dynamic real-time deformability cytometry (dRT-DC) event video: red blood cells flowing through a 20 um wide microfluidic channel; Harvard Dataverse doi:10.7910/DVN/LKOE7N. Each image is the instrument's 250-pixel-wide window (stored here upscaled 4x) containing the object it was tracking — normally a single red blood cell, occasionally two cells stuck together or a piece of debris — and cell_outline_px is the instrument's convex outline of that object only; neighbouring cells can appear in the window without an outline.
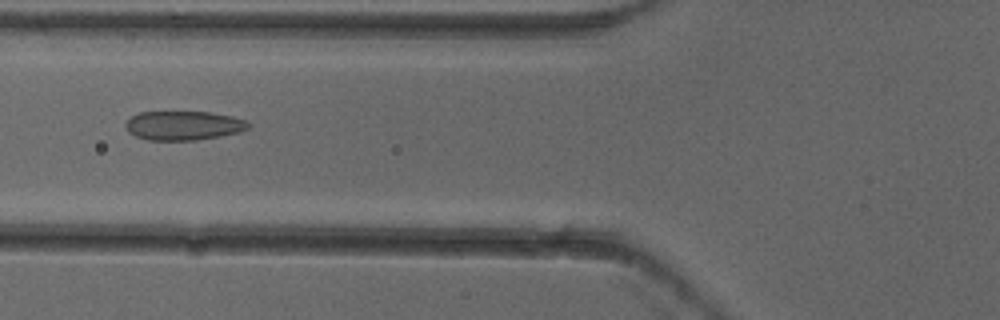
{"species": "common noctule bat (a hibernating species)", "species_latin": "Nyctalus noctula", "temperature_condition": "cold", "stored_images_in_passage": 6, "camera_frame_rate_fps": 3000, "um_per_image_px": 0.085, "animal": {"sex": "female"}, "frame": {"image": 1, "passage_image": 6, "time_ms": 1.667, "image_size_px": [1000, 320], "cell_outline_px": [[248, 128], [240, 132], [220, 136], [196, 140], [148, 140], [136, 136], [128, 132], [124, 124], [132, 116], [140, 112], [212, 112], [232, 116], [244, 120], [248, 124]], "centroid_in_image_um": [15.58, 10.67], "position_along_channel_um": 110.2, "area_um2": 20.75}}